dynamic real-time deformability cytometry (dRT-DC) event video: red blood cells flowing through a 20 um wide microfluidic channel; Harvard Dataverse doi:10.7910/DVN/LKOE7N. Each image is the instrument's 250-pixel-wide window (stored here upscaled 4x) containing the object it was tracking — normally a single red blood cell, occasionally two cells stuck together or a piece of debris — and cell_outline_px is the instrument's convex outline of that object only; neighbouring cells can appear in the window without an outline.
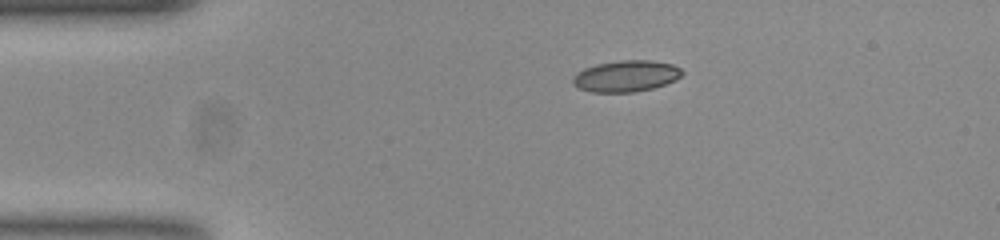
{"species": "common noctule bat (a hibernating species)", "species_latin": "Nyctalus noctula", "temperature_condition": "room temperature", "stored_images_in_passage": 44, "camera_frame_rate_fps": 3000, "um_per_image_px": 0.085, "animal": {"sex": "female", "body_mass_g": 23.0, "forearm_length_mm": 53.4}, "frame": {"image": 1, "passage_image": 1, "time_ms": 0.0, "image_size_px": [1000, 240], "cell_outline_px": [[684, 72], [676, 80], [652, 88], [636, 92], [592, 92], [580, 88], [572, 84], [572, 76], [576, 72], [584, 68], [596, 64], [620, 60], [652, 60], [672, 64], [680, 68]], "centroid_in_image_um": [53.19, 6.46], "position_along_channel_um": 31.8, "area_um2": 20.06}}
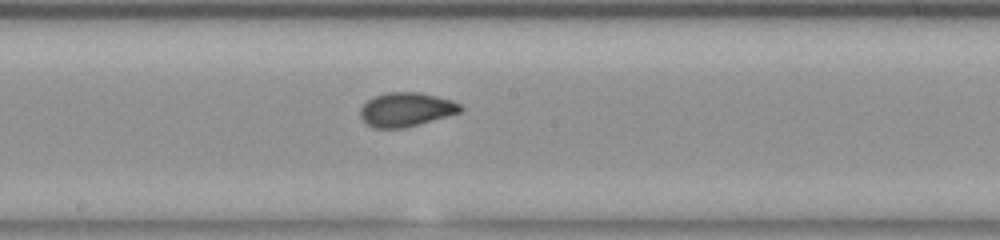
{"frame": {"image": 2, "passage_image": 19, "time_ms": 6.0, "image_size_px": [1000, 240], "cell_outline_px": [[464, 108], [460, 112], [404, 128], [376, 128], [368, 124], [360, 116], [360, 108], [368, 100], [376, 96], [388, 92], [420, 92], [452, 100], [460, 104]], "centroid_in_image_um": [34.53, 9.3], "position_along_channel_um": 213.7, "area_um2": 19.59}}
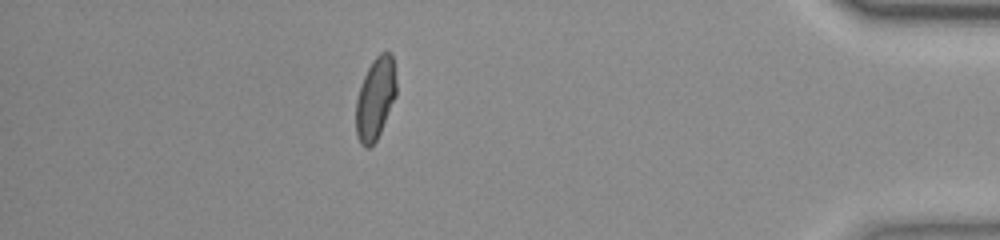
{"frame": {"image": 3, "passage_image": 38, "time_ms": 12.333, "image_size_px": [1000, 240], "cell_outline_px": [[396, 96], [380, 132], [376, 140], [368, 148], [364, 148], [360, 144], [356, 136], [356, 100], [364, 76], [372, 60], [380, 52], [392, 52], [396, 80]], "centroid_in_image_um": [31.9, 8.37], "position_along_channel_um": 403.3, "area_um2": 19.31}, "authors_computed_cell_mechanics": {"area_um2": 19.5653, "velocity_mm_per_s": 3.7678, "shape_relaxation_time_tau1_ms": 6.7893, "shape_relaxation_time_tau2_ms": 0.833, "deformation_change_tau1": 0.1782, "deformation_change_tau2": 0.0558}}